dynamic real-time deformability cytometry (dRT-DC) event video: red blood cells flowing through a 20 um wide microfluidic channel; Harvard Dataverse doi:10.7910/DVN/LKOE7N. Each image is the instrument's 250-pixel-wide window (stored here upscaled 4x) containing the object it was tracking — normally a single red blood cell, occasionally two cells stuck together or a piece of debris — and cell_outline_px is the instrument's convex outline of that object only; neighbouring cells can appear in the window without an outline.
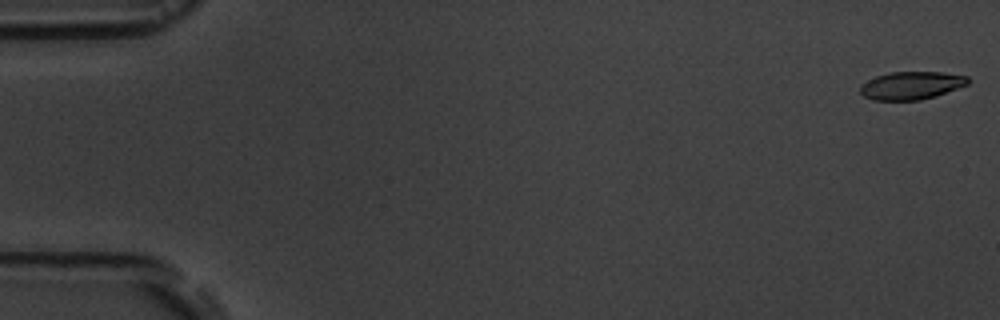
{"species": "common noctule bat (a hibernating species)", "species_latin": "Nyctalus noctula", "temperature_condition": "room temperature", "stored_images_in_passage": 5, "camera_frame_rate_fps": 3000, "um_per_image_px": 0.085, "animal": {"sex": "male", "body_mass_g": 19.5, "forearm_length_mm": 54.6}, "frame": {"image": 1, "passage_image": 1, "time_ms": 0.0, "image_size_px": [1000, 320], "cell_outline_px": [[968, 84], [936, 96], [920, 100], [872, 100], [864, 96], [860, 92], [860, 84], [876, 76], [888, 72], [940, 72], [968, 76]], "centroid_in_image_um": [77.43, 7.26], "position_along_channel_um": 7.6, "area_um2": 17.51}}
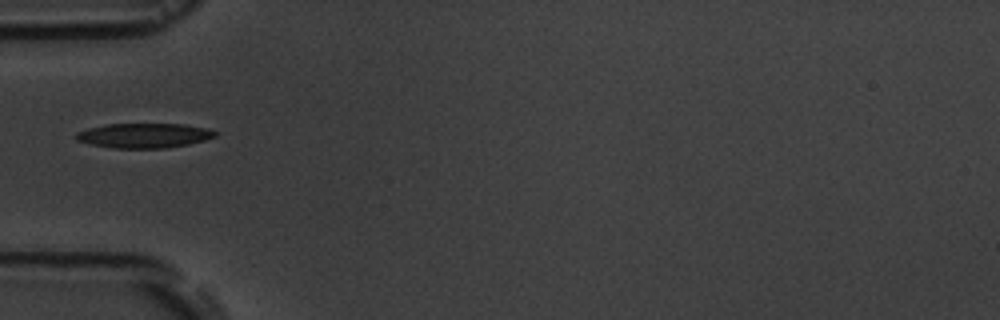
{"frame": {"image": 2, "passage_image": 5, "time_ms": 6.0, "image_size_px": [1000, 320], "cell_outline_px": [[216, 136], [204, 140], [188, 144], [168, 148], [112, 148], [88, 144], [76, 140], [76, 132], [88, 128], [108, 124], [184, 124], [208, 128], [216, 132]], "centroid_in_image_um": [12.22, 11.52], "position_along_channel_um": 72.8, "area_um2": 20.06}}